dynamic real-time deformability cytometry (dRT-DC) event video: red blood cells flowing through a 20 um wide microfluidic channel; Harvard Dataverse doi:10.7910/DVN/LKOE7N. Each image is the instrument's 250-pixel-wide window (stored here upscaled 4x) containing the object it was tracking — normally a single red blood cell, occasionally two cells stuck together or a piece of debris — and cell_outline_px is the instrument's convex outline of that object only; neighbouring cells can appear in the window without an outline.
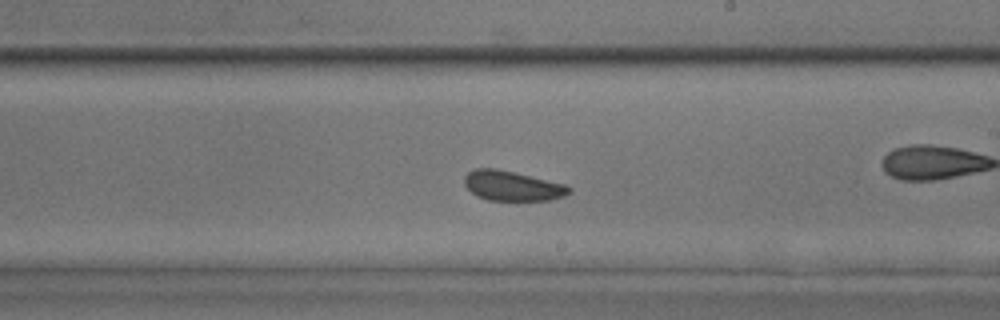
{"species": "common noctule bat (a hibernating species)", "species_latin": "Nyctalus noctula", "temperature_condition": "room temperature", "stored_images_in_passage": 36, "camera_frame_rate_fps": 3000, "um_per_image_px": 0.085, "animal": {"sex": "male", "body_mass_g": 17.9, "forearm_length_mm": 54.2}, "frame": {"image": 1, "passage_image": 16, "time_ms": 5.0, "image_size_px": [1000, 320], "cell_outline_px": [[572, 192], [564, 196], [548, 200], [516, 204], [488, 200], [476, 196], [464, 184], [464, 176], [468, 172], [476, 168], [496, 168], [516, 172], [564, 184], [572, 188]], "centroid_in_image_um": [43.56, 15.85], "position_along_channel_um": 245.4, "area_um2": 19.13}}
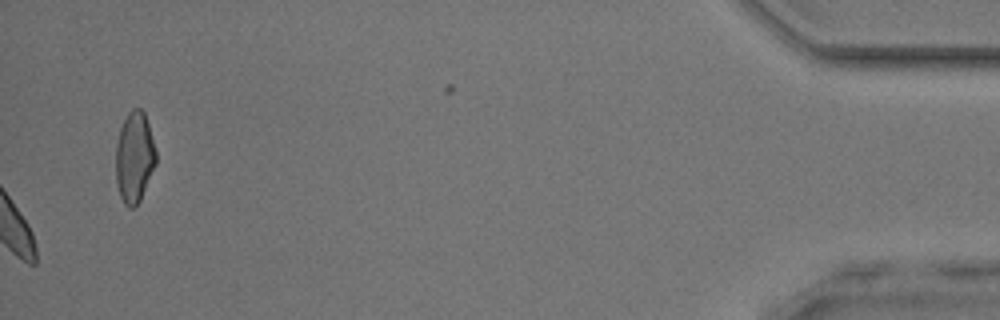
{"frame": {"image": 2, "passage_image": 36, "time_ms": 11.667, "image_size_px": [1000, 320], "cell_outline_px": [[156, 164], [140, 200], [132, 208], [128, 208], [124, 204], [120, 196], [116, 184], [116, 144], [120, 128], [128, 112], [132, 108], [140, 108], [144, 112], [148, 124], [156, 152]], "centroid_in_image_um": [11.41, 13.37], "position_along_channel_um": 423.8, "area_um2": 21.21}}